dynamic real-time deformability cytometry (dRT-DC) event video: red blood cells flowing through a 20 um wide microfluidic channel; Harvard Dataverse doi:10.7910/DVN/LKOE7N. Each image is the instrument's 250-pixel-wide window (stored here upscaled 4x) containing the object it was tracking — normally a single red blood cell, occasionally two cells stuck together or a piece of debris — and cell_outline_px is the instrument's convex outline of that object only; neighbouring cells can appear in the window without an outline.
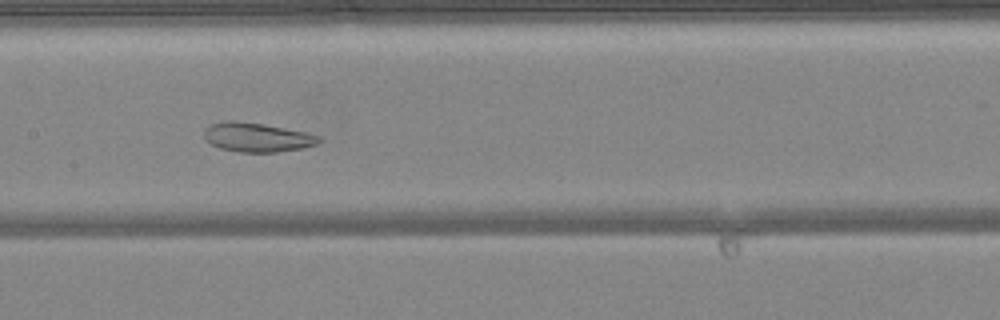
{"species": "common noctule bat (a hibernating species)", "species_latin": "Nyctalus noctula", "temperature_condition": "warm", "stored_images_in_passage": 45, "camera_frame_rate_fps": 3000, "um_per_image_px": 0.085, "animal": {"sex": "female", "body_mass_g": 24.6, "forearm_length_mm": 56.2}, "frame": {"image": 1, "passage_image": 23, "time_ms": 7.333, "image_size_px": [1000, 320], "cell_outline_px": [[320, 140], [316, 144], [300, 148], [276, 152], [240, 152], [220, 148], [212, 144], [204, 136], [204, 128], [212, 124], [224, 120], [236, 120], [264, 124], [308, 132], [320, 136]], "centroid_in_image_um": [21.84, 11.65], "position_along_channel_um": 185.6, "area_um2": 19.48}}
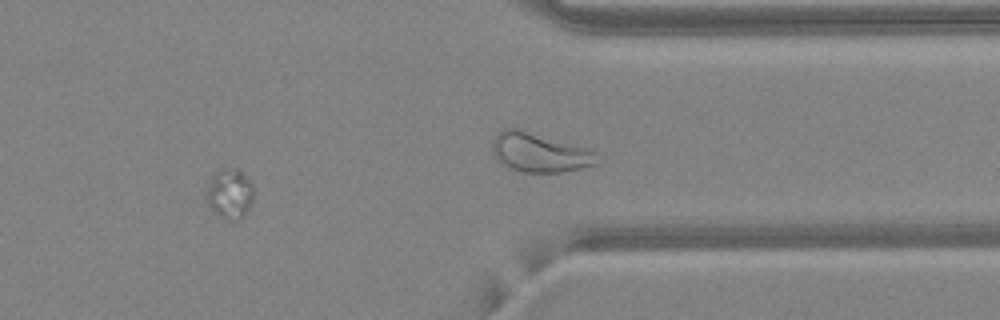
{"frame": {"image": 2, "passage_image": 36, "time_ms": 11.667, "image_size_px": [1000, 320], "cell_outline_px": [[252, 200], [244, 216], [236, 220], [224, 220], [212, 208], [208, 200], [208, 184], [216, 172], [220, 168], [240, 168], [252, 184]], "centroid_in_image_um": [19.56, 16.44], "position_along_channel_um": 391.8, "area_um2": 13.41}}
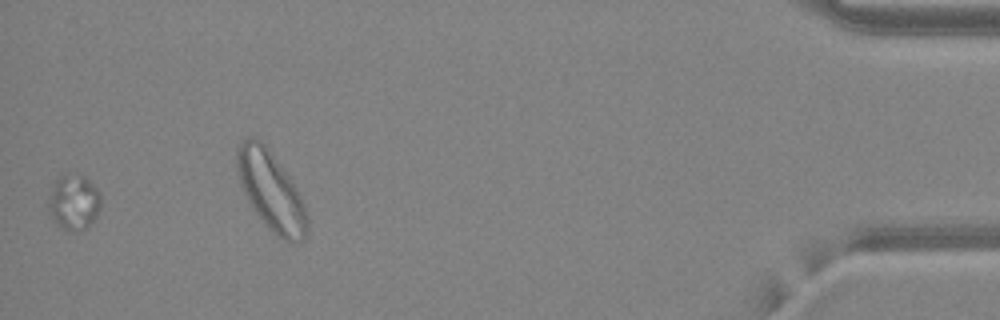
{"frame": {"image": 3, "passage_image": 44, "time_ms": 14.333, "image_size_px": [1000, 320], "cell_outline_px": [[100, 208], [96, 216], [84, 228], [76, 232], [72, 232], [60, 228], [56, 224], [48, 212], [48, 200], [52, 188], [56, 180], [60, 176], [84, 176], [100, 192]], "centroid_in_image_um": [6.25, 17.23], "position_along_channel_um": 428.9, "area_um2": 16.59}, "authors_computed_cell_mechanics": {"area_um2": 20.2878, "velocity_mm_per_s": 4.152, "shape_relaxation_time_tau1_ms": null, "shape_relaxation_time_tau2_ms": 2.1122, "deformation_change_tau1": null, "deformation_change_tau2": 0.0855}}